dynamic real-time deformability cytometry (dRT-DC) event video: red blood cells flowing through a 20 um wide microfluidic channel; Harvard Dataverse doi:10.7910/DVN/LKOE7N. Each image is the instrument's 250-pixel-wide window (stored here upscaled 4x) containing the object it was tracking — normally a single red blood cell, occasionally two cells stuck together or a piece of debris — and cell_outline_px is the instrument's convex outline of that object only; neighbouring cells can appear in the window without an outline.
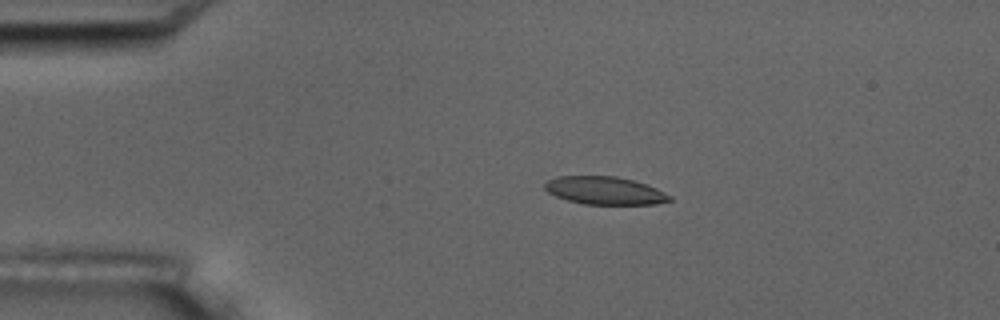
{"species": "common noctule bat (a hibernating species)", "species_latin": "Nyctalus noctula", "temperature_condition": "room temperature", "stored_images_in_passage": 9, "camera_frame_rate_fps": 3000, "um_per_image_px": 0.085, "animal": {"sex": "male", "body_mass_g": 17.5, "forearm_length_mm": 52.3}, "frame": {"image": 1, "passage_image": 2, "time_ms": 1.0, "image_size_px": [1000, 320], "cell_outline_px": [[672, 200], [656, 204], [584, 204], [568, 200], [556, 196], [548, 192], [544, 188], [544, 184], [548, 180], [556, 176], [616, 176], [632, 180], [656, 188], [672, 196]], "centroid_in_image_um": [51.39, 16.2], "position_along_channel_um": 33.6, "area_um2": 20.17}}
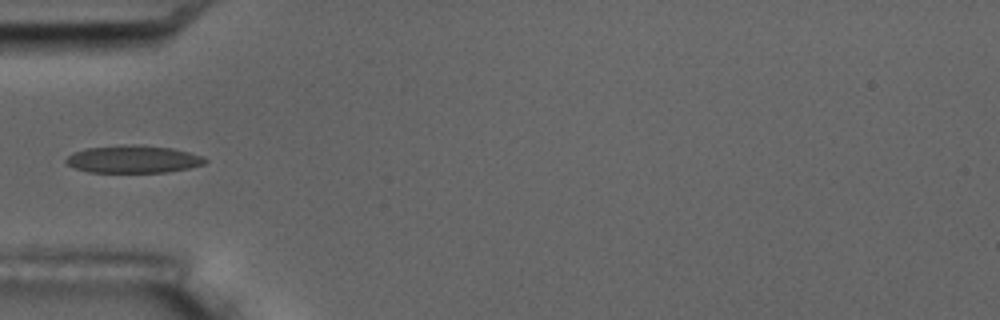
{"frame": {"image": 2, "passage_image": 4, "time_ms": 3.333, "image_size_px": [1000, 320], "cell_outline_px": [[208, 160], [204, 164], [188, 168], [168, 172], [88, 172], [76, 168], [68, 164], [64, 160], [72, 152], [84, 148], [120, 144], [144, 144], [172, 148], [204, 156]], "centroid_in_image_um": [11.32, 13.51], "position_along_channel_um": 73.7, "area_um2": 22.66}}
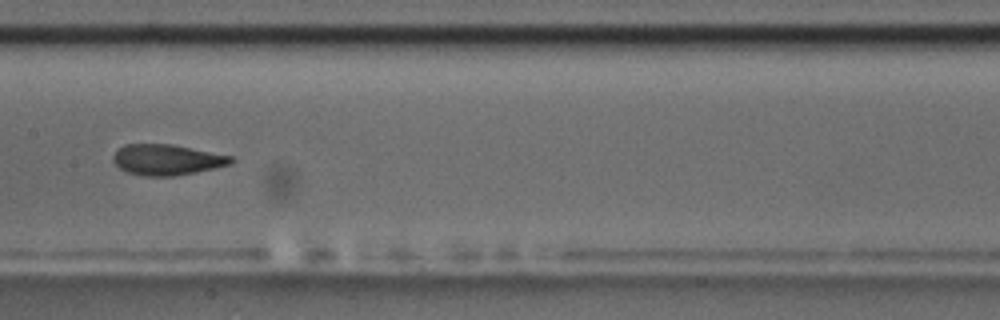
{"frame": {"image": 3, "passage_image": 7, "time_ms": 6.667, "image_size_px": [1000, 320], "cell_outline_px": [[236, 160], [232, 164], [196, 172], [172, 176], [144, 176], [128, 172], [120, 168], [112, 160], [112, 156], [116, 148], [124, 144], [172, 144], [232, 156]], "centroid_in_image_um": [14.17, 13.57], "position_along_channel_um": 193.2, "area_um2": 21.21}}